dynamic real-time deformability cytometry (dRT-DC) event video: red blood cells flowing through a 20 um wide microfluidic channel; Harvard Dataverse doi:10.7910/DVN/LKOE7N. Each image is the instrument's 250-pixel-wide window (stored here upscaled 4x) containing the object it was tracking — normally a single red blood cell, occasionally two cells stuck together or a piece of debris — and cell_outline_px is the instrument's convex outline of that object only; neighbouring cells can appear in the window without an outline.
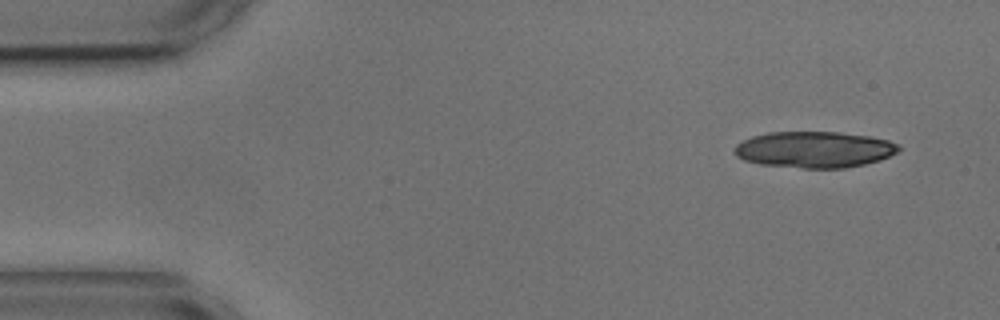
{"species": "common noctule bat (a hibernating species)", "species_latin": "Nyctalus noctula", "temperature_condition": "cold", "stored_images_in_passage": 4, "camera_frame_rate_fps": 3000, "um_per_image_px": 0.085, "animal": {"sex": "male", "body_mass_g": 17.9, "forearm_length_mm": 54.2}, "frame": {"image": 1, "passage_image": 1, "time_ms": 0.0, "image_size_px": [1000, 320], "cell_outline_px": [[900, 148], [896, 152], [880, 160], [864, 164], [844, 168], [800, 168], [760, 164], [744, 160], [736, 156], [732, 152], [736, 144], [752, 136], [768, 132], [840, 132], [868, 136], [888, 140], [900, 144]], "centroid_in_image_um": [69.19, 12.71], "position_along_channel_um": 15.8, "area_um2": 34.8}}
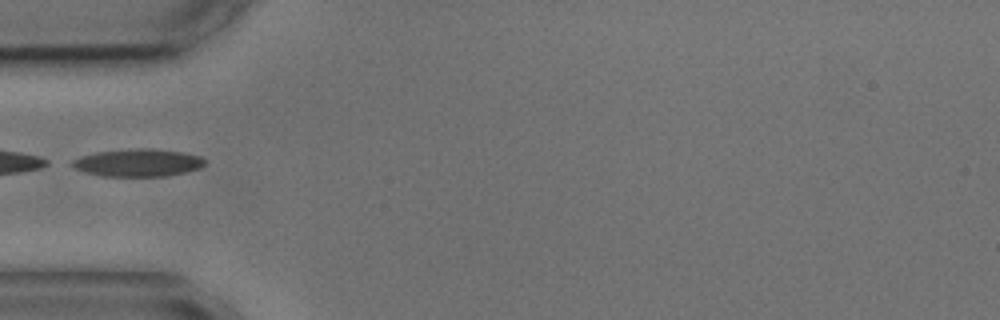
{"frame": {"image": 2, "passage_image": 4, "time_ms": 4.333, "image_size_px": [1000, 320], "cell_outline_px": [[204, 164], [200, 168], [184, 172], [164, 176], [100, 176], [84, 172], [72, 168], [64, 164], [80, 156], [96, 152], [136, 148], [152, 148], [180, 152], [200, 156], [204, 160]], "centroid_in_image_um": [11.61, 13.83], "position_along_channel_um": 73.4, "area_um2": 21.5}}